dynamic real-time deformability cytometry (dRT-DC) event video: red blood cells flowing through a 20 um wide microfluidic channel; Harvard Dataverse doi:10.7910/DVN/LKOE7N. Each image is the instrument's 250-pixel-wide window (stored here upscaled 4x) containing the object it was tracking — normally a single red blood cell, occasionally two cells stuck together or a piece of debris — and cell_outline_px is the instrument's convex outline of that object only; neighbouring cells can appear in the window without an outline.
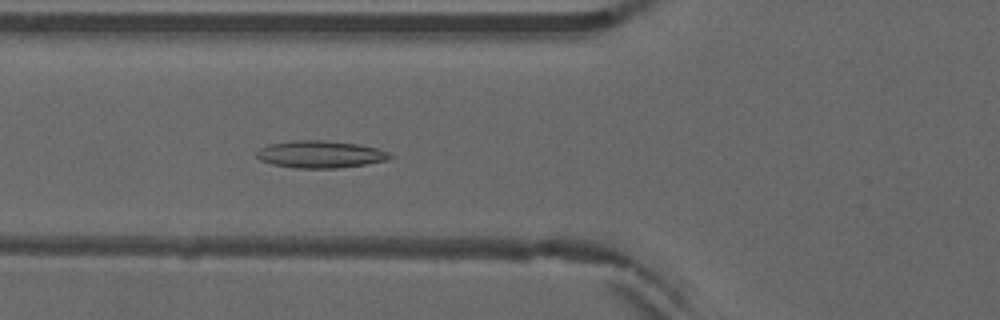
{"species": "common noctule bat (a hibernating species)", "species_latin": "Nyctalus noctula", "temperature_condition": "warm", "stored_images_in_passage": 53, "camera_frame_rate_fps": 3000, "um_per_image_px": 0.085, "animal": {"sex": "male", "forearm_length_mm": 52.5}, "frame": {"image": 1, "passage_image": 20, "time_ms": 6.333, "image_size_px": [1000, 320], "cell_outline_px": [[396, 156], [388, 160], [364, 164], [336, 168], [296, 168], [272, 164], [260, 160], [256, 156], [256, 152], [260, 148], [268, 144], [292, 140], [320, 140], [356, 144], [376, 148], [388, 152]], "centroid_in_image_um": [27.21, 13.11], "position_along_channel_um": 98.6, "area_um2": 21.1}}
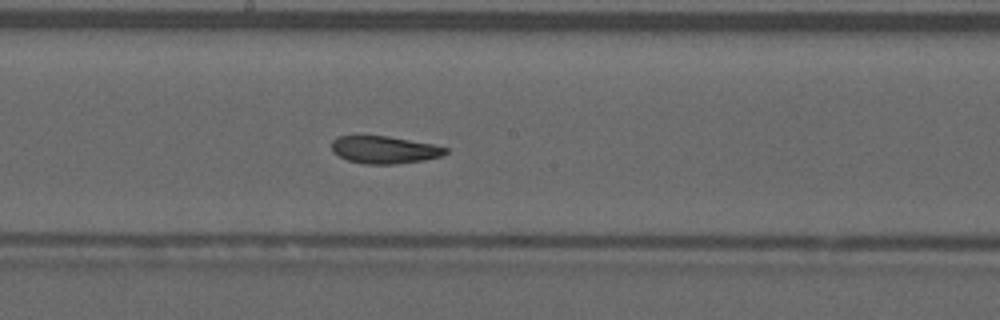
{"frame": {"image": 2, "passage_image": 29, "time_ms": 9.333, "image_size_px": [1000, 320], "cell_outline_px": [[448, 152], [440, 156], [424, 160], [396, 164], [364, 164], [348, 160], [332, 152], [332, 140], [336, 136], [388, 136], [432, 144], [448, 148]], "centroid_in_image_um": [32.66, 12.73], "position_along_channel_um": 215.5, "area_um2": 18.15}}
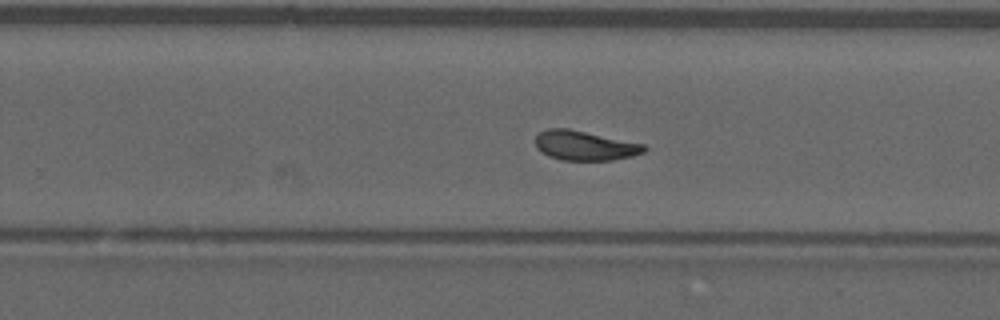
{"frame": {"image": 3, "passage_image": 34, "time_ms": 11.0, "image_size_px": [1000, 320], "cell_outline_px": [[648, 148], [644, 152], [632, 156], [612, 160], [560, 160], [548, 156], [536, 148], [536, 136], [540, 132], [548, 128], [568, 128], [644, 144]], "centroid_in_image_um": [49.7, 12.37], "position_along_channel_um": 280.1, "area_um2": 18.73}, "authors_computed_cell_mechanics": {"area_um2": 19.4786, "velocity_mm_per_s": 3.9039, "shape_relaxation_time_tau1_ms": null, "shape_relaxation_time_tau2_ms": 2.4552, "deformation_change_tau1": null, "deformation_change_tau2": 0.0906}}